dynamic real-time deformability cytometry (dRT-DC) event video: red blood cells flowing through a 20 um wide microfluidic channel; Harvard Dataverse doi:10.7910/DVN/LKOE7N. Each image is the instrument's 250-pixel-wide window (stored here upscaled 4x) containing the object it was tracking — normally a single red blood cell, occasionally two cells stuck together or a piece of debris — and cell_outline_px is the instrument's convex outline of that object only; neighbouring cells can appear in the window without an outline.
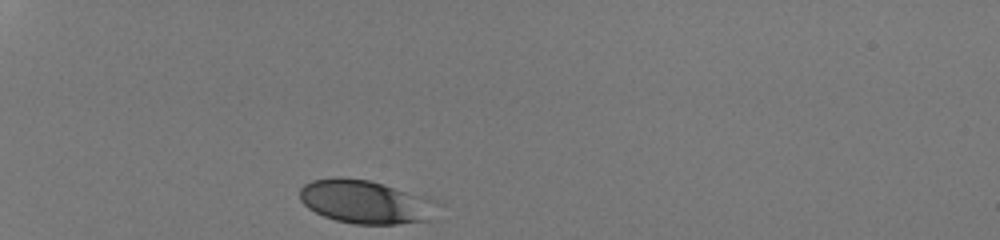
{"species": "human", "species_latin": "Homo sapiens", "temperature_condition": "room temperature", "stored_images_in_passage": 29, "camera_frame_rate_fps": 3000, "um_per_image_px": 0.085, "donor": {"sex": "male"}, "frame": {"image": 1, "passage_image": 1, "time_ms": 0.0, "image_size_px": [1000, 240], "cell_outline_px": [[448, 204], [436, 220], [396, 224], [352, 224], [336, 220], [324, 216], [308, 208], [300, 200], [300, 188], [304, 184], [312, 180], [336, 176], [340, 176], [368, 180], [384, 184], [428, 196], [440, 200]], "centroid_in_image_um": [31.29, 17.17], "position_along_channel_um": 53.7, "area_um2": 36.47}}
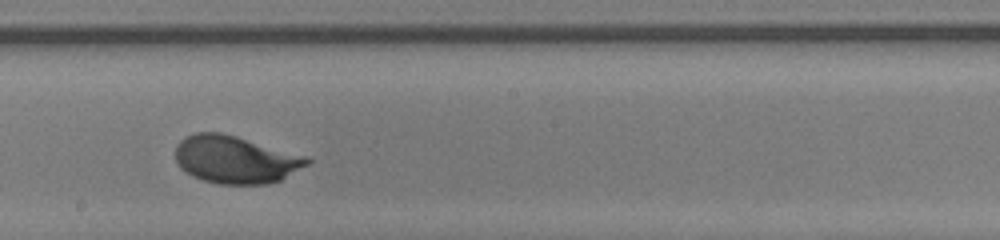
{"frame": {"image": 2, "passage_image": 17, "time_ms": 5.333, "image_size_px": [1000, 240], "cell_outline_px": [[312, 160], [308, 164], [280, 180], [268, 184], [220, 184], [204, 180], [192, 176], [184, 172], [180, 168], [176, 160], [176, 144], [184, 136], [196, 132], [220, 132], [236, 136], [312, 156]], "centroid_in_image_um": [20.04, 13.55], "position_along_channel_um": 228.2, "area_um2": 36.99}}
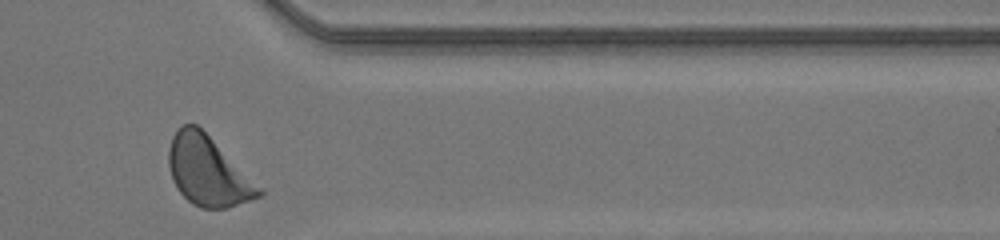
{"frame": {"image": 3, "passage_image": 29, "time_ms": 9.333, "image_size_px": [1000, 240], "cell_outline_px": [[264, 192], [260, 196], [228, 208], [200, 208], [192, 204], [176, 188], [172, 180], [168, 164], [168, 148], [172, 136], [176, 128], [184, 124], [196, 124], [264, 188]], "centroid_in_image_um": [17.67, 14.55], "position_along_channel_um": 393.7, "area_um2": 36.65}, "authors_computed_cell_mechanics": {"area_um2": 35.6626, "velocity_mm_per_s": 4.1737, "shape_relaxation_time_tau1_ms": 2.1987, "shape_relaxation_time_tau2_ms": null, "deformation_change_tau1": 0.1242, "deformation_change_tau2": null}}